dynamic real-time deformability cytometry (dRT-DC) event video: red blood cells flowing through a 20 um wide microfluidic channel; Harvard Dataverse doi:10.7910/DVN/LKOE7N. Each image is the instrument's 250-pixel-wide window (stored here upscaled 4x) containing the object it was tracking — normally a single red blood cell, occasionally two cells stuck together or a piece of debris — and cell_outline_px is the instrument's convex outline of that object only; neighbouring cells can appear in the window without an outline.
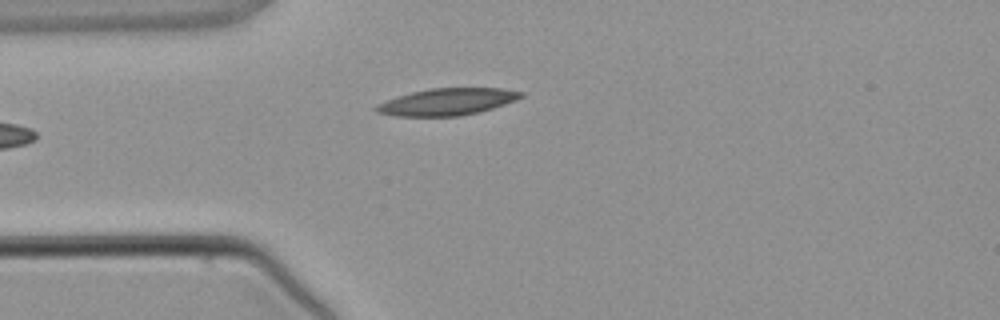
{"species": "common noctule bat (a hibernating species)", "species_latin": "Nyctalus noctula", "temperature_condition": "warm", "stored_images_in_passage": 3, "camera_frame_rate_fps": 3000, "um_per_image_px": 0.085, "animal": {"sex": "male", "body_mass_g": 21.5, "forearm_length_mm": 52.0}, "frame": {"image": 1, "passage_image": 3, "time_ms": 2.333, "image_size_px": [1000, 320], "cell_outline_px": [[524, 96], [516, 100], [480, 112], [460, 116], [392, 116], [376, 112], [372, 108], [376, 104], [412, 92], [428, 88], [500, 88], [524, 92]], "centroid_in_image_um": [38.0, 8.66], "position_along_channel_um": 47.0, "area_um2": 22.72}}